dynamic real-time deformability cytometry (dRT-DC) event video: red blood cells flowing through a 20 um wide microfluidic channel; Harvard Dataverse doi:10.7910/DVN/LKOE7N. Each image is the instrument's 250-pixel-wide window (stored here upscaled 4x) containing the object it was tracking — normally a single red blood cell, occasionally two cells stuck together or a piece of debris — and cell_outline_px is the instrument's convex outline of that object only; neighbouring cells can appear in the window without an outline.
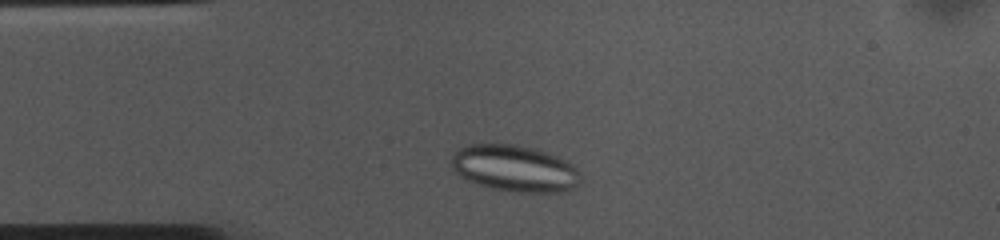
{"species": "common noctule bat (a hibernating species)", "species_latin": "Nyctalus noctula", "temperature_condition": "cold", "stored_images_in_passage": 36, "camera_frame_rate_fps": 3000, "um_per_image_px": 0.085, "animal": {"sex": "female", "body_mass_g": 10.0, "forearm_length_mm": 53.1}, "frame": {"image": 1, "passage_image": 5, "time_ms": 1.333, "image_size_px": [1000, 240], "cell_outline_px": [[584, 180], [572, 192], [516, 192], [492, 188], [468, 180], [460, 176], [452, 168], [452, 156], [460, 148], [468, 144], [516, 144], [532, 148], [556, 156], [564, 160], [576, 168], [580, 172]], "centroid_in_image_um": [43.81, 14.33], "position_along_channel_um": 41.2, "area_um2": 35.14}}
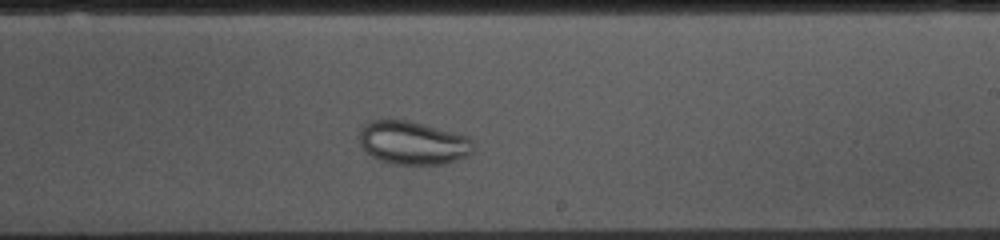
{"frame": {"image": 2, "passage_image": 24, "time_ms": 7.667, "image_size_px": [1000, 240], "cell_outline_px": [[472, 152], [468, 156], [444, 164], [392, 164], [380, 160], [372, 156], [360, 144], [360, 128], [364, 124], [372, 120], [408, 120], [468, 136], [472, 140]], "centroid_in_image_um": [35.1, 12.14], "position_along_channel_um": 253.9, "area_um2": 28.61}}
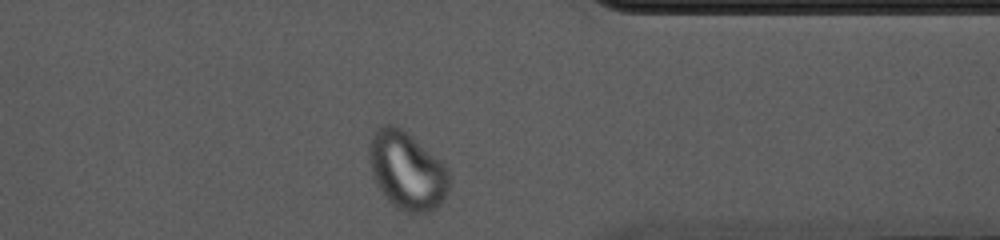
{"frame": {"image": 3, "passage_image": 35, "time_ms": 11.333, "image_size_px": [1000, 240], "cell_outline_px": [[448, 192], [440, 204], [432, 212], [412, 212], [400, 208], [388, 200], [372, 176], [368, 156], [368, 144], [372, 132], [380, 124], [396, 124], [408, 132], [440, 160], [448, 168]], "centroid_in_image_um": [34.56, 14.44], "position_along_channel_um": 376.8, "area_um2": 36.47}}